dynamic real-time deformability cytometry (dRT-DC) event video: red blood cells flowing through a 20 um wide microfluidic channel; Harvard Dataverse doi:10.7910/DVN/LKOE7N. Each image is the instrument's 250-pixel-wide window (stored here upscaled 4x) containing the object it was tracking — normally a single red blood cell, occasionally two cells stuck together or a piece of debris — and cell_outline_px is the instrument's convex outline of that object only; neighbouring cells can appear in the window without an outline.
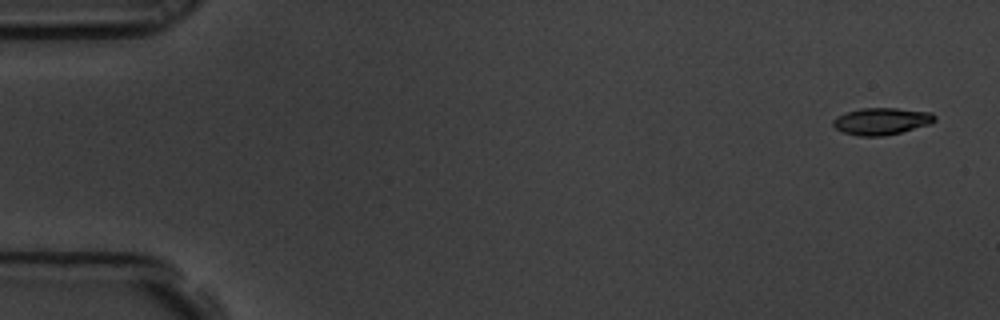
{"species": "common noctule bat (a hibernating species)", "species_latin": "Nyctalus noctula", "temperature_condition": "room temperature", "stored_images_in_passage": 5, "camera_frame_rate_fps": 3000, "um_per_image_px": 0.085, "animal": {"sex": "male", "body_mass_g": 19.5, "forearm_length_mm": 54.6}, "frame": {"image": 1, "passage_image": 1, "time_ms": 0.0, "image_size_px": [1000, 320], "cell_outline_px": [[936, 120], [928, 124], [900, 132], [884, 136], [860, 136], [844, 132], [836, 128], [832, 124], [832, 120], [836, 116], [860, 108], [896, 108], [932, 112], [936, 116]], "centroid_in_image_um": [74.92, 10.29], "position_along_channel_um": 10.1, "area_um2": 15.84}}